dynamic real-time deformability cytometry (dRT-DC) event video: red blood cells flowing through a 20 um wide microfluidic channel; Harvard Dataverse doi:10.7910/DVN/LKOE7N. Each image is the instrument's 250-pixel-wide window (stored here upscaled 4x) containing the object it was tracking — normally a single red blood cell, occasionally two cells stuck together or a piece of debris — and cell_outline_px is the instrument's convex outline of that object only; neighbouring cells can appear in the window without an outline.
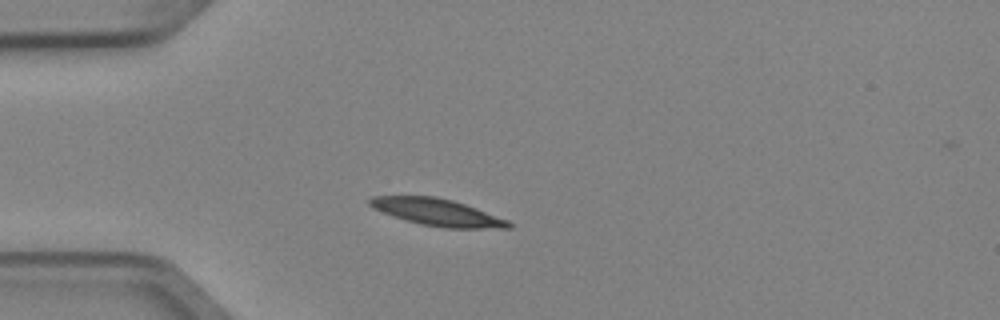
{"species": "Egyptian fruit bat (a non-hibernating species)", "species_latin": "Rousettus aegyptiacus", "temperature_condition": "cold", "stored_images_in_passage": 2, "camera_frame_rate_fps": 3000, "um_per_image_px": 0.085, "animal": {"sex": "female"}, "frame": {"image": 1, "passage_image": 2, "time_ms": 0.333, "image_size_px": [1000, 320], "cell_outline_px": [[512, 228], [444, 228], [420, 224], [404, 220], [392, 216], [372, 208], [368, 204], [368, 200], [372, 196], [436, 196], [452, 200], [464, 204], [508, 220], [512, 224]], "centroid_in_image_um": [37.12, 18.04], "position_along_channel_um": 47.9, "area_um2": 21.79}}